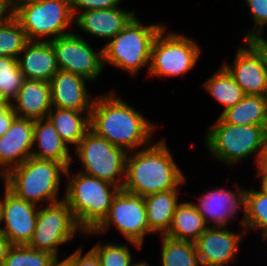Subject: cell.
Wrapping results in <instances>:
<instances>
[{"instance_id":"obj_9","label":"cell","mask_w":267,"mask_h":266,"mask_svg":"<svg viewBox=\"0 0 267 266\" xmlns=\"http://www.w3.org/2000/svg\"><path fill=\"white\" fill-rule=\"evenodd\" d=\"M75 149L78 159H81V172L122 189L128 154L125 149L112 145L92 130L85 134Z\"/></svg>"},{"instance_id":"obj_10","label":"cell","mask_w":267,"mask_h":266,"mask_svg":"<svg viewBox=\"0 0 267 266\" xmlns=\"http://www.w3.org/2000/svg\"><path fill=\"white\" fill-rule=\"evenodd\" d=\"M113 224L125 237L127 243L142 249L145 235L152 234L148 228L144 197L119 189L103 222L94 231L83 234H103Z\"/></svg>"},{"instance_id":"obj_14","label":"cell","mask_w":267,"mask_h":266,"mask_svg":"<svg viewBox=\"0 0 267 266\" xmlns=\"http://www.w3.org/2000/svg\"><path fill=\"white\" fill-rule=\"evenodd\" d=\"M4 188V198L0 200V232L12 245H27L36 227L39 207ZM3 222L5 226L1 227Z\"/></svg>"},{"instance_id":"obj_43","label":"cell","mask_w":267,"mask_h":266,"mask_svg":"<svg viewBox=\"0 0 267 266\" xmlns=\"http://www.w3.org/2000/svg\"><path fill=\"white\" fill-rule=\"evenodd\" d=\"M254 41L263 49L267 58V40H265L262 36H259L255 38Z\"/></svg>"},{"instance_id":"obj_26","label":"cell","mask_w":267,"mask_h":266,"mask_svg":"<svg viewBox=\"0 0 267 266\" xmlns=\"http://www.w3.org/2000/svg\"><path fill=\"white\" fill-rule=\"evenodd\" d=\"M220 117L234 125H267L266 97L245 95L235 106L221 113Z\"/></svg>"},{"instance_id":"obj_35","label":"cell","mask_w":267,"mask_h":266,"mask_svg":"<svg viewBox=\"0 0 267 266\" xmlns=\"http://www.w3.org/2000/svg\"><path fill=\"white\" fill-rule=\"evenodd\" d=\"M122 0H70L72 14L75 17L83 9L97 10L116 8L120 5Z\"/></svg>"},{"instance_id":"obj_19","label":"cell","mask_w":267,"mask_h":266,"mask_svg":"<svg viewBox=\"0 0 267 266\" xmlns=\"http://www.w3.org/2000/svg\"><path fill=\"white\" fill-rule=\"evenodd\" d=\"M74 17L76 26L89 35L102 39L114 38L136 15L119 6L110 9L87 10Z\"/></svg>"},{"instance_id":"obj_5","label":"cell","mask_w":267,"mask_h":266,"mask_svg":"<svg viewBox=\"0 0 267 266\" xmlns=\"http://www.w3.org/2000/svg\"><path fill=\"white\" fill-rule=\"evenodd\" d=\"M213 124L207 128L205 137L212 158L232 166L255 154L258 166L267 140V125H234L220 116Z\"/></svg>"},{"instance_id":"obj_41","label":"cell","mask_w":267,"mask_h":266,"mask_svg":"<svg viewBox=\"0 0 267 266\" xmlns=\"http://www.w3.org/2000/svg\"><path fill=\"white\" fill-rule=\"evenodd\" d=\"M257 177L260 178V191L267 195V171H258L257 172Z\"/></svg>"},{"instance_id":"obj_1","label":"cell","mask_w":267,"mask_h":266,"mask_svg":"<svg viewBox=\"0 0 267 266\" xmlns=\"http://www.w3.org/2000/svg\"><path fill=\"white\" fill-rule=\"evenodd\" d=\"M96 96L90 112V130L127 152L150 145L154 125L116 93ZM141 147V148H139Z\"/></svg>"},{"instance_id":"obj_38","label":"cell","mask_w":267,"mask_h":266,"mask_svg":"<svg viewBox=\"0 0 267 266\" xmlns=\"http://www.w3.org/2000/svg\"><path fill=\"white\" fill-rule=\"evenodd\" d=\"M11 246L12 244L7 237L0 232V266L3 265L7 252Z\"/></svg>"},{"instance_id":"obj_36","label":"cell","mask_w":267,"mask_h":266,"mask_svg":"<svg viewBox=\"0 0 267 266\" xmlns=\"http://www.w3.org/2000/svg\"><path fill=\"white\" fill-rule=\"evenodd\" d=\"M82 252V248L79 247L71 255L65 256V259L69 262V266H101L99 258L92 249L87 251L85 255H82Z\"/></svg>"},{"instance_id":"obj_3","label":"cell","mask_w":267,"mask_h":266,"mask_svg":"<svg viewBox=\"0 0 267 266\" xmlns=\"http://www.w3.org/2000/svg\"><path fill=\"white\" fill-rule=\"evenodd\" d=\"M70 167L64 175L70 179H67L63 199L82 232L94 231L108 215L112 200L120 188L81 171L70 175Z\"/></svg>"},{"instance_id":"obj_29","label":"cell","mask_w":267,"mask_h":266,"mask_svg":"<svg viewBox=\"0 0 267 266\" xmlns=\"http://www.w3.org/2000/svg\"><path fill=\"white\" fill-rule=\"evenodd\" d=\"M240 225L246 231L261 229L263 234L267 232V195L258 190L246 189L244 215Z\"/></svg>"},{"instance_id":"obj_4","label":"cell","mask_w":267,"mask_h":266,"mask_svg":"<svg viewBox=\"0 0 267 266\" xmlns=\"http://www.w3.org/2000/svg\"><path fill=\"white\" fill-rule=\"evenodd\" d=\"M66 170L67 168L57 161L29 157L2 179L5 187L16 197L40 207L44 206V203L49 205L64 200L58 199L57 196L61 176L65 175Z\"/></svg>"},{"instance_id":"obj_40","label":"cell","mask_w":267,"mask_h":266,"mask_svg":"<svg viewBox=\"0 0 267 266\" xmlns=\"http://www.w3.org/2000/svg\"><path fill=\"white\" fill-rule=\"evenodd\" d=\"M10 14L11 12L7 0H0V23H2L6 18H8Z\"/></svg>"},{"instance_id":"obj_13","label":"cell","mask_w":267,"mask_h":266,"mask_svg":"<svg viewBox=\"0 0 267 266\" xmlns=\"http://www.w3.org/2000/svg\"><path fill=\"white\" fill-rule=\"evenodd\" d=\"M246 46L237 49L231 66H222L242 88L245 95H262L267 92V58L263 49L254 40H245Z\"/></svg>"},{"instance_id":"obj_45","label":"cell","mask_w":267,"mask_h":266,"mask_svg":"<svg viewBox=\"0 0 267 266\" xmlns=\"http://www.w3.org/2000/svg\"><path fill=\"white\" fill-rule=\"evenodd\" d=\"M136 266H150L149 264H147V262L143 261V262H137Z\"/></svg>"},{"instance_id":"obj_12","label":"cell","mask_w":267,"mask_h":266,"mask_svg":"<svg viewBox=\"0 0 267 266\" xmlns=\"http://www.w3.org/2000/svg\"><path fill=\"white\" fill-rule=\"evenodd\" d=\"M50 42L59 70L80 75L89 82L101 75L104 69L102 49L94 51L89 42L73 32Z\"/></svg>"},{"instance_id":"obj_33","label":"cell","mask_w":267,"mask_h":266,"mask_svg":"<svg viewBox=\"0 0 267 266\" xmlns=\"http://www.w3.org/2000/svg\"><path fill=\"white\" fill-rule=\"evenodd\" d=\"M96 243L91 249L96 253L101 266H136L132 262L130 248L126 244ZM133 263V264H132Z\"/></svg>"},{"instance_id":"obj_42","label":"cell","mask_w":267,"mask_h":266,"mask_svg":"<svg viewBox=\"0 0 267 266\" xmlns=\"http://www.w3.org/2000/svg\"><path fill=\"white\" fill-rule=\"evenodd\" d=\"M257 169L258 171H267V140Z\"/></svg>"},{"instance_id":"obj_30","label":"cell","mask_w":267,"mask_h":266,"mask_svg":"<svg viewBox=\"0 0 267 266\" xmlns=\"http://www.w3.org/2000/svg\"><path fill=\"white\" fill-rule=\"evenodd\" d=\"M28 42L25 31L12 14L0 23V56L18 59Z\"/></svg>"},{"instance_id":"obj_46","label":"cell","mask_w":267,"mask_h":266,"mask_svg":"<svg viewBox=\"0 0 267 266\" xmlns=\"http://www.w3.org/2000/svg\"><path fill=\"white\" fill-rule=\"evenodd\" d=\"M262 239L263 240H266L267 239V232L262 235Z\"/></svg>"},{"instance_id":"obj_23","label":"cell","mask_w":267,"mask_h":266,"mask_svg":"<svg viewBox=\"0 0 267 266\" xmlns=\"http://www.w3.org/2000/svg\"><path fill=\"white\" fill-rule=\"evenodd\" d=\"M179 188L161 191L144 197L149 230L165 235L172 224L173 215L179 204Z\"/></svg>"},{"instance_id":"obj_21","label":"cell","mask_w":267,"mask_h":266,"mask_svg":"<svg viewBox=\"0 0 267 266\" xmlns=\"http://www.w3.org/2000/svg\"><path fill=\"white\" fill-rule=\"evenodd\" d=\"M11 105L17 117L32 120L47 118L53 107L50 83L24 79Z\"/></svg>"},{"instance_id":"obj_8","label":"cell","mask_w":267,"mask_h":266,"mask_svg":"<svg viewBox=\"0 0 267 266\" xmlns=\"http://www.w3.org/2000/svg\"><path fill=\"white\" fill-rule=\"evenodd\" d=\"M163 27L154 39L148 74L151 77H175L188 73L201 52L196 41L181 33H167ZM166 34V35H165Z\"/></svg>"},{"instance_id":"obj_32","label":"cell","mask_w":267,"mask_h":266,"mask_svg":"<svg viewBox=\"0 0 267 266\" xmlns=\"http://www.w3.org/2000/svg\"><path fill=\"white\" fill-rule=\"evenodd\" d=\"M56 257L27 245H12L2 266H49Z\"/></svg>"},{"instance_id":"obj_22","label":"cell","mask_w":267,"mask_h":266,"mask_svg":"<svg viewBox=\"0 0 267 266\" xmlns=\"http://www.w3.org/2000/svg\"><path fill=\"white\" fill-rule=\"evenodd\" d=\"M33 144V147H36L35 144L37 145V150H32L31 157L57 161L66 168L72 164L73 157L70 155V146L61 139L48 118L34 120Z\"/></svg>"},{"instance_id":"obj_25","label":"cell","mask_w":267,"mask_h":266,"mask_svg":"<svg viewBox=\"0 0 267 266\" xmlns=\"http://www.w3.org/2000/svg\"><path fill=\"white\" fill-rule=\"evenodd\" d=\"M208 227L192 202H181L176 207L172 224L165 236L194 243Z\"/></svg>"},{"instance_id":"obj_2","label":"cell","mask_w":267,"mask_h":266,"mask_svg":"<svg viewBox=\"0 0 267 266\" xmlns=\"http://www.w3.org/2000/svg\"><path fill=\"white\" fill-rule=\"evenodd\" d=\"M166 145V139H162L134 153L131 151L130 156L127 154L123 190L146 197L186 182Z\"/></svg>"},{"instance_id":"obj_18","label":"cell","mask_w":267,"mask_h":266,"mask_svg":"<svg viewBox=\"0 0 267 266\" xmlns=\"http://www.w3.org/2000/svg\"><path fill=\"white\" fill-rule=\"evenodd\" d=\"M86 78L58 70L50 80L52 106L90 113L95 97L87 93Z\"/></svg>"},{"instance_id":"obj_27","label":"cell","mask_w":267,"mask_h":266,"mask_svg":"<svg viewBox=\"0 0 267 266\" xmlns=\"http://www.w3.org/2000/svg\"><path fill=\"white\" fill-rule=\"evenodd\" d=\"M203 87L224 107L222 113L235 106L245 96L242 88L223 66L206 80Z\"/></svg>"},{"instance_id":"obj_6","label":"cell","mask_w":267,"mask_h":266,"mask_svg":"<svg viewBox=\"0 0 267 266\" xmlns=\"http://www.w3.org/2000/svg\"><path fill=\"white\" fill-rule=\"evenodd\" d=\"M160 23L144 26L136 15L102 48L103 67L111 64L135 76L150 64L151 49L159 31Z\"/></svg>"},{"instance_id":"obj_28","label":"cell","mask_w":267,"mask_h":266,"mask_svg":"<svg viewBox=\"0 0 267 266\" xmlns=\"http://www.w3.org/2000/svg\"><path fill=\"white\" fill-rule=\"evenodd\" d=\"M161 266H203L193 242L179 241L162 235Z\"/></svg>"},{"instance_id":"obj_15","label":"cell","mask_w":267,"mask_h":266,"mask_svg":"<svg viewBox=\"0 0 267 266\" xmlns=\"http://www.w3.org/2000/svg\"><path fill=\"white\" fill-rule=\"evenodd\" d=\"M33 135L34 120L16 116L0 137V178L31 157Z\"/></svg>"},{"instance_id":"obj_34","label":"cell","mask_w":267,"mask_h":266,"mask_svg":"<svg viewBox=\"0 0 267 266\" xmlns=\"http://www.w3.org/2000/svg\"><path fill=\"white\" fill-rule=\"evenodd\" d=\"M253 17L254 26L252 31L244 32L245 40H254L263 34V29L267 25V0H245Z\"/></svg>"},{"instance_id":"obj_20","label":"cell","mask_w":267,"mask_h":266,"mask_svg":"<svg viewBox=\"0 0 267 266\" xmlns=\"http://www.w3.org/2000/svg\"><path fill=\"white\" fill-rule=\"evenodd\" d=\"M18 65L24 79L29 80L50 82L59 70L54 48L49 41H29L19 54Z\"/></svg>"},{"instance_id":"obj_37","label":"cell","mask_w":267,"mask_h":266,"mask_svg":"<svg viewBox=\"0 0 267 266\" xmlns=\"http://www.w3.org/2000/svg\"><path fill=\"white\" fill-rule=\"evenodd\" d=\"M16 116L11 102L0 99V137L6 133Z\"/></svg>"},{"instance_id":"obj_17","label":"cell","mask_w":267,"mask_h":266,"mask_svg":"<svg viewBox=\"0 0 267 266\" xmlns=\"http://www.w3.org/2000/svg\"><path fill=\"white\" fill-rule=\"evenodd\" d=\"M236 191L225 188L212 189L202 194L193 204L198 213L204 218L205 224L213 223L210 227L226 228L228 223L235 217L237 210H243L245 204L246 189L235 183Z\"/></svg>"},{"instance_id":"obj_7","label":"cell","mask_w":267,"mask_h":266,"mask_svg":"<svg viewBox=\"0 0 267 266\" xmlns=\"http://www.w3.org/2000/svg\"><path fill=\"white\" fill-rule=\"evenodd\" d=\"M12 15L25 31L29 41L50 42L72 33L67 29L74 24L70 0H40L27 3L18 7Z\"/></svg>"},{"instance_id":"obj_39","label":"cell","mask_w":267,"mask_h":266,"mask_svg":"<svg viewBox=\"0 0 267 266\" xmlns=\"http://www.w3.org/2000/svg\"><path fill=\"white\" fill-rule=\"evenodd\" d=\"M40 0H7L11 14L20 6Z\"/></svg>"},{"instance_id":"obj_11","label":"cell","mask_w":267,"mask_h":266,"mask_svg":"<svg viewBox=\"0 0 267 266\" xmlns=\"http://www.w3.org/2000/svg\"><path fill=\"white\" fill-rule=\"evenodd\" d=\"M78 227L65 200L39 208L36 227L28 247L46 251L58 258V247L75 237Z\"/></svg>"},{"instance_id":"obj_31","label":"cell","mask_w":267,"mask_h":266,"mask_svg":"<svg viewBox=\"0 0 267 266\" xmlns=\"http://www.w3.org/2000/svg\"><path fill=\"white\" fill-rule=\"evenodd\" d=\"M24 80L18 59L0 56V99L12 102Z\"/></svg>"},{"instance_id":"obj_44","label":"cell","mask_w":267,"mask_h":266,"mask_svg":"<svg viewBox=\"0 0 267 266\" xmlns=\"http://www.w3.org/2000/svg\"><path fill=\"white\" fill-rule=\"evenodd\" d=\"M49 266H69V262L65 258L62 261H59V258H55Z\"/></svg>"},{"instance_id":"obj_24","label":"cell","mask_w":267,"mask_h":266,"mask_svg":"<svg viewBox=\"0 0 267 266\" xmlns=\"http://www.w3.org/2000/svg\"><path fill=\"white\" fill-rule=\"evenodd\" d=\"M47 118L68 146L76 147L90 130V113L52 107Z\"/></svg>"},{"instance_id":"obj_16","label":"cell","mask_w":267,"mask_h":266,"mask_svg":"<svg viewBox=\"0 0 267 266\" xmlns=\"http://www.w3.org/2000/svg\"><path fill=\"white\" fill-rule=\"evenodd\" d=\"M227 228L209 227L194 242L203 266H225L236 259L239 245L246 234Z\"/></svg>"}]
</instances>
